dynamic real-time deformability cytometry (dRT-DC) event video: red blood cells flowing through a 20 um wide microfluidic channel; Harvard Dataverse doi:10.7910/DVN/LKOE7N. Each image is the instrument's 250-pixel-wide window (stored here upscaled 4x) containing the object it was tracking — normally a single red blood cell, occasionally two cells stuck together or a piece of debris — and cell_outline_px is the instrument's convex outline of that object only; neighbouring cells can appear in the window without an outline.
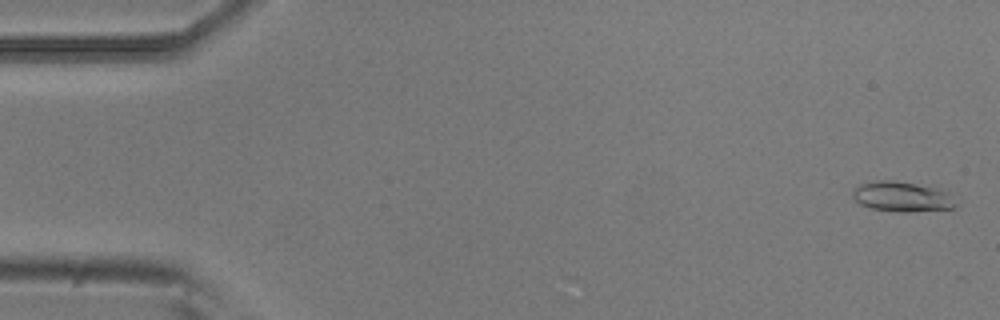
{"species": "common noctule bat (a hibernating species)", "species_latin": "Nyctalus noctula", "temperature_condition": "room temperature", "stored_images_in_passage": 4, "camera_frame_rate_fps": 3000, "um_per_image_px": 0.085, "animal": {"sex": "male", "body_mass_g": 20.5, "forearm_length_mm": 52.5}, "frame": {"image": 1, "passage_image": 1, "time_ms": 0.0, "image_size_px": [1000, 320], "cell_outline_px": [[956, 208], [912, 212], [900, 212], [872, 208], [860, 204], [852, 200], [852, 192], [860, 184], [880, 180], [892, 180], [932, 188], [948, 192], [956, 204]], "centroid_in_image_um": [76.64, 16.74], "position_along_channel_um": 8.4, "area_um2": 17.8}}
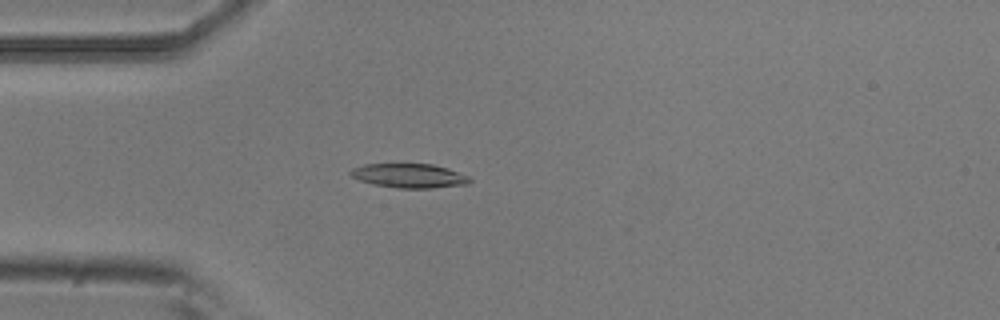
{"frame": {"image": 2, "passage_image": 4, "time_ms": 1.0, "image_size_px": [1000, 320], "cell_outline_px": [[472, 180], [468, 184], [432, 188], [400, 188], [372, 184], [360, 180], [352, 176], [348, 172], [352, 168], [364, 164], [432, 164], [448, 168], [468, 176]], "centroid_in_image_um": [34.78, 14.93], "position_along_channel_um": 50.2, "area_um2": 16.76}}